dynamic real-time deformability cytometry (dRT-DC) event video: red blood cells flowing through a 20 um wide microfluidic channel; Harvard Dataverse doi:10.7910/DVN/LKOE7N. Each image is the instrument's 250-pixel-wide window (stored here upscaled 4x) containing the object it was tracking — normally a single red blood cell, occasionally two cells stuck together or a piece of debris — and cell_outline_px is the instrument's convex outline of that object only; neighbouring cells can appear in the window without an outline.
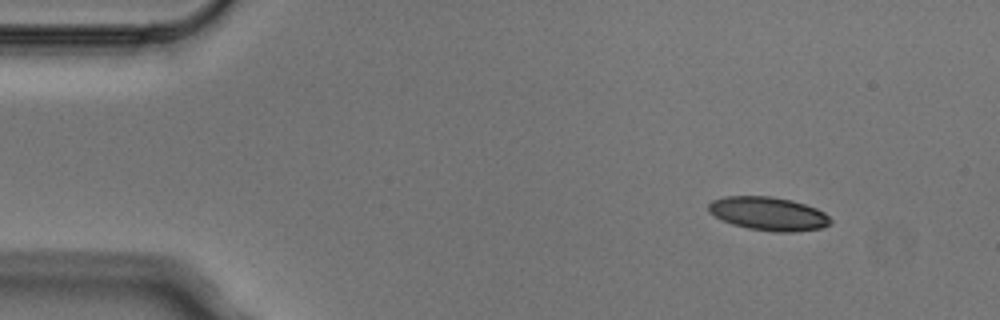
{"species": "Egyptian fruit bat (a non-hibernating species)", "species_latin": "Rousettus aegyptiacus", "temperature_condition": "cold", "stored_images_in_passage": 7, "camera_frame_rate_fps": 3000, "um_per_image_px": 0.085, "animal": {"sex": "male"}, "frame": {"image": 1, "passage_image": 1, "time_ms": 0.0, "image_size_px": [1000, 320], "cell_outline_px": [[832, 224], [820, 228], [792, 232], [776, 232], [748, 228], [732, 224], [708, 212], [708, 204], [712, 200], [724, 196], [772, 196], [792, 200], [816, 208], [824, 212], [832, 220]], "centroid_in_image_um": [65.32, 18.15], "position_along_channel_um": 19.7, "area_um2": 23.81}}
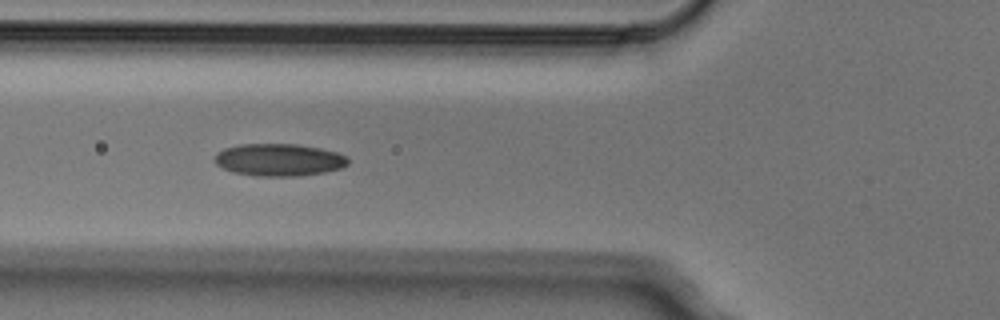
{"frame": {"image": 2, "passage_image": 5, "time_ms": 1.333, "image_size_px": [1000, 320], "cell_outline_px": [[348, 164], [340, 168], [324, 172], [300, 176], [260, 176], [232, 172], [216, 164], [216, 152], [224, 148], [240, 144], [296, 144], [320, 148], [336, 152], [348, 156]], "centroid_in_image_um": [23.72, 13.58], "position_along_channel_um": 102.1, "area_um2": 25.09}}
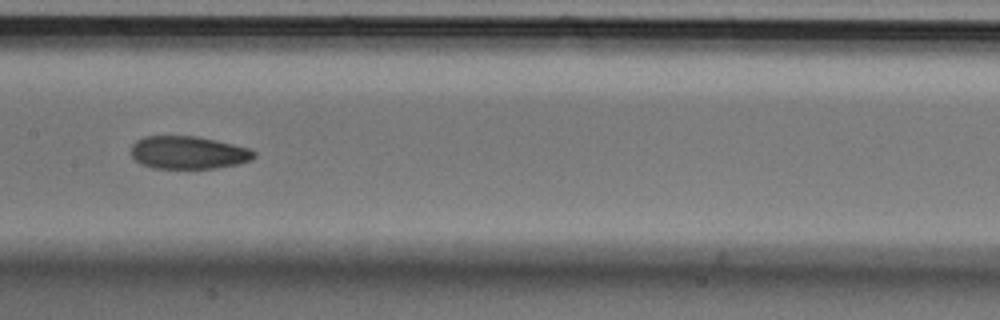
{"frame": {"image": 3, "passage_image": 7, "time_ms": 2.0, "image_size_px": [1000, 320], "cell_outline_px": [[256, 156], [252, 160], [240, 164], [216, 168], [152, 168], [140, 164], [132, 156], [132, 144], [136, 140], [144, 136], [196, 136], [216, 140], [248, 148], [256, 152]], "centroid_in_image_um": [16.02, 12.97], "position_along_channel_um": 191.4, "area_um2": 23.64}}